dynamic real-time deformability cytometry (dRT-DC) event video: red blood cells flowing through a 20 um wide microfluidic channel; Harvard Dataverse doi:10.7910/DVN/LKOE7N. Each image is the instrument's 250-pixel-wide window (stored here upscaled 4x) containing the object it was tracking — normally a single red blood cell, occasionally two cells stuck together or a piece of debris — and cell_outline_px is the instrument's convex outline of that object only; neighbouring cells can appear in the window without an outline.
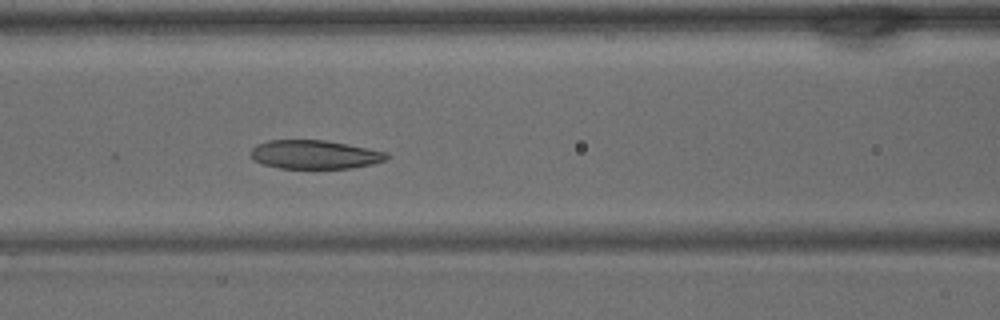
{"species": "common noctule bat (a hibernating species)", "species_latin": "Nyctalus noctula", "temperature_condition": "warm", "stored_images_in_passage": 14, "camera_frame_rate_fps": 3000, "um_per_image_px": 0.085, "animal": {"sex": "male", "body_mass_g": 15.6}, "frame": {"image": 1, "passage_image": 14, "time_ms": 4.333, "image_size_px": [1000, 320], "cell_outline_px": [[388, 160], [372, 164], [352, 168], [280, 168], [264, 164], [252, 160], [252, 148], [256, 144], [268, 140], [324, 140], [368, 148], [388, 152]], "centroid_in_image_um": [26.76, 13.13], "position_along_channel_um": 139.8, "area_um2": 22.72}}